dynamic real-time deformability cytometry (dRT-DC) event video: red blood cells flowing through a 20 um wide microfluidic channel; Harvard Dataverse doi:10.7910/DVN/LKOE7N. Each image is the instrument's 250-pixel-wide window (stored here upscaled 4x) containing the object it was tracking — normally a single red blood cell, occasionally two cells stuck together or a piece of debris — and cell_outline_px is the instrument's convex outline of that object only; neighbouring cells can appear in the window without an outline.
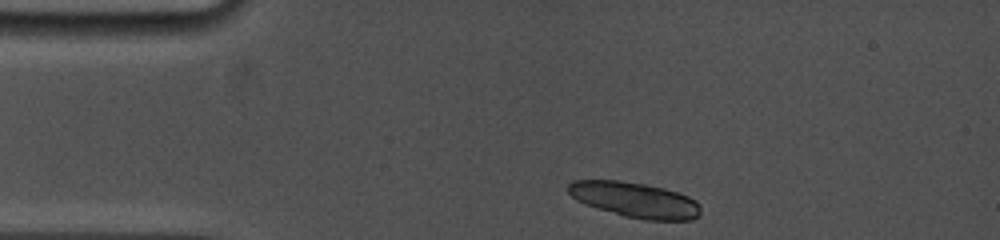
{"species": "common noctule bat (a hibernating species)", "species_latin": "Nyctalus noctula", "temperature_condition": "cold", "stored_images_in_passage": 6, "camera_frame_rate_fps": 5000, "um_per_image_px": 0.085, "animal": {"sex": "female", "body_mass_g": 19.0, "forearm_length_mm": 53.3}, "frame": {"image": 1, "passage_image": 1, "time_ms": 0.0, "image_size_px": [1000, 240], "cell_outline_px": [[700, 216], [692, 220], [644, 220], [624, 216], [576, 200], [568, 192], [568, 184], [572, 180], [620, 180], [644, 184], [664, 188], [688, 196], [696, 200], [700, 204]], "centroid_in_image_um": [54.01, 16.98], "position_along_channel_um": 31.0, "area_um2": 27.17}}